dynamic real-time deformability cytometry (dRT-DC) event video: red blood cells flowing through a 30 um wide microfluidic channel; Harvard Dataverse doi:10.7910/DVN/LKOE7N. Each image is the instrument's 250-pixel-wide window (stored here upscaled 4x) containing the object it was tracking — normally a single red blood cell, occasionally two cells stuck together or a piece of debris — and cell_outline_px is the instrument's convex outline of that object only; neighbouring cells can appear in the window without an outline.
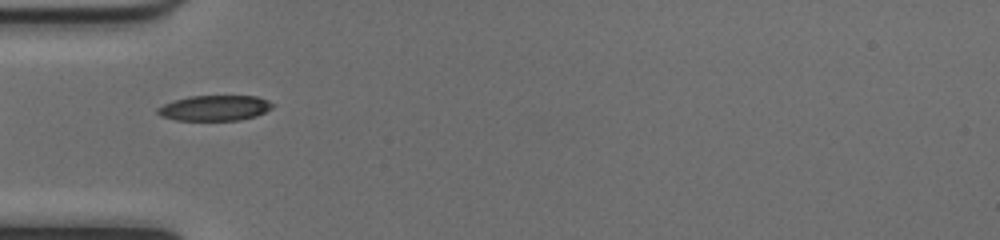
{"species": "common noctule bat (a hibernating species)", "species_latin": "Nyctalus noctula", "temperature_condition": "cold", "stored_images_in_passage": 14, "camera_frame_rate_fps": 3000, "um_per_image_px": 0.085, "animal": {"sex": "female", "body_mass_g": 17.0, "forearm_length_mm": 48.0}, "frame": {"image": 1, "passage_image": 1, "time_ms": 0.0, "image_size_px": [1000, 240], "cell_outline_px": [[276, 104], [272, 108], [256, 116], [240, 120], [176, 120], [160, 116], [156, 112], [156, 108], [164, 104], [188, 96], [256, 96], [268, 100]], "centroid_in_image_um": [18.26, 9.18], "position_along_channel_um": 66.7, "area_um2": 17.05}}
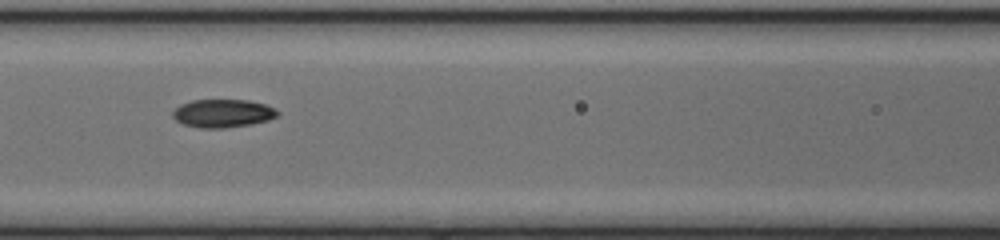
{"frame": {"image": 2, "passage_image": 7, "time_ms": 2.0, "image_size_px": [1000, 240], "cell_outline_px": [[280, 116], [268, 120], [252, 124], [224, 128], [200, 128], [184, 124], [176, 120], [172, 116], [172, 112], [180, 104], [192, 100], [248, 100], [264, 104], [276, 108], [280, 112]], "centroid_in_image_um": [18.97, 9.63], "position_along_channel_um": 147.6, "area_um2": 17.34}}